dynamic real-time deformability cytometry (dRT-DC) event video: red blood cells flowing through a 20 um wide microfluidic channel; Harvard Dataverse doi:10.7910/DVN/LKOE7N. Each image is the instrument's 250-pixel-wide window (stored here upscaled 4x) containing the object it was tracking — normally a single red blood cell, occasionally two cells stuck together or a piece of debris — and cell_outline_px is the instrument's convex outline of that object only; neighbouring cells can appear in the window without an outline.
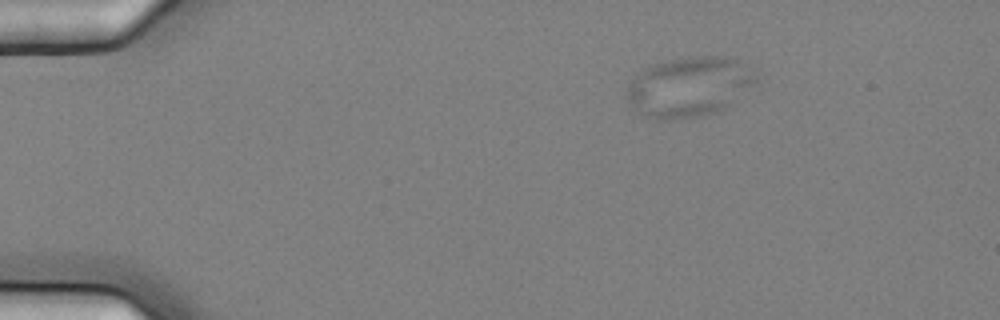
{"species": "common noctule bat (a hibernating species)", "species_latin": "Nyctalus noctula", "temperature_condition": "cold", "stored_images_in_passage": 13, "camera_frame_rate_fps": 3000, "um_per_image_px": 0.085, "animal": {"sex": "female", "body_mass_g": 25.1}, "frame": {"image": 1, "passage_image": 1, "time_ms": 0.0, "image_size_px": [1000, 320], "cell_outline_px": [[760, 84], [724, 108], [716, 112], [704, 116], [672, 120], [660, 120], [648, 116], [640, 112], [628, 100], [628, 84], [644, 68], [652, 64], [668, 60], [696, 56], [720, 56], [736, 60], [756, 72]], "centroid_in_image_um": [58.66, 7.38], "position_along_channel_um": 26.3, "area_um2": 45.2}}
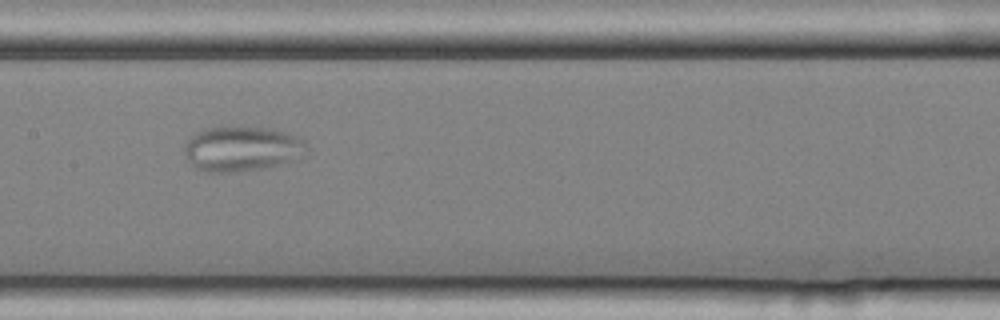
{"frame": {"image": 2, "passage_image": 6, "time_ms": 1.667, "image_size_px": [1000, 320], "cell_outline_px": [[308, 152], [304, 156], [264, 168], [236, 172], [204, 172], [196, 168], [188, 160], [184, 152], [184, 144], [196, 132], [208, 128], [276, 128], [288, 132], [304, 140], [308, 148]], "centroid_in_image_um": [20.59, 12.66], "position_along_channel_um": 186.8, "area_um2": 31.96}}
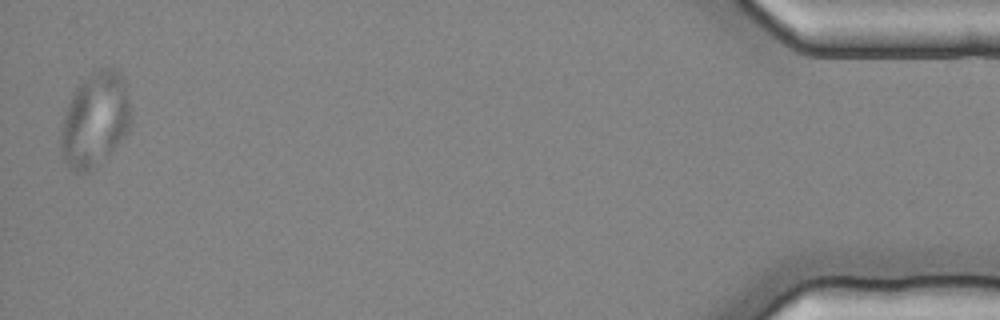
{"frame": {"image": 3, "passage_image": 13, "time_ms": 4.0, "image_size_px": [1000, 320], "cell_outline_px": [[132, 120], [128, 132], [112, 152], [108, 156], [88, 172], [72, 172], [68, 168], [64, 160], [60, 148], [60, 136], [64, 116], [68, 104], [76, 84], [92, 72], [100, 68], [112, 68], [120, 72], [124, 76], [132, 116]], "centroid_in_image_um": [8.09, 10.17], "position_along_channel_um": 427.1, "area_um2": 39.25}}